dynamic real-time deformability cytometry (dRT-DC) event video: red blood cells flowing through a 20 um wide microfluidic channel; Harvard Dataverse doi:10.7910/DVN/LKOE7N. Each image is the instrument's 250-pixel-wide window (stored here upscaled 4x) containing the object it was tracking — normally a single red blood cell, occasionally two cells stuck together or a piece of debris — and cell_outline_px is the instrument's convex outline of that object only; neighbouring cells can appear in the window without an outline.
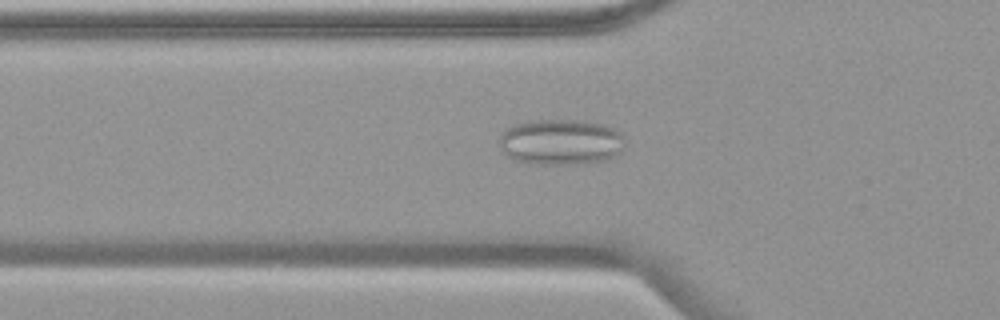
{"species": "common noctule bat (a hibernating species)", "species_latin": "Nyctalus noctula", "temperature_condition": "warm", "stored_images_in_passage": 54, "camera_frame_rate_fps": 3000, "um_per_image_px": 0.085, "animal": {"sex": "female", "body_mass_g": 19.9}, "frame": {"image": 1, "passage_image": 19, "time_ms": 6.0, "image_size_px": [1000, 320], "cell_outline_px": [[624, 136], [620, 152], [616, 156], [608, 160], [580, 164], [532, 164], [516, 160], [500, 152], [500, 136], [508, 128], [516, 124], [532, 120], [576, 120], [604, 124], [620, 132]], "centroid_in_image_um": [47.67, 12.08], "position_along_channel_um": 78.1, "area_um2": 33.64}}
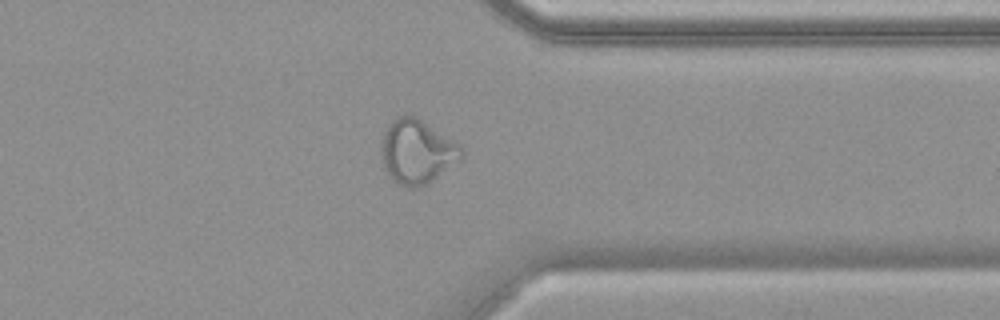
{"frame": {"image": 2, "passage_image": 43, "time_ms": 14.0, "image_size_px": [1000, 320], "cell_outline_px": [[464, 152], [460, 160], [432, 180], [416, 188], [408, 188], [400, 184], [388, 172], [384, 164], [380, 152], [380, 148], [384, 132], [388, 124], [396, 116], [416, 116], [460, 144]], "centroid_in_image_um": [35.45, 12.86], "position_along_channel_um": 375.9, "area_um2": 29.59}}
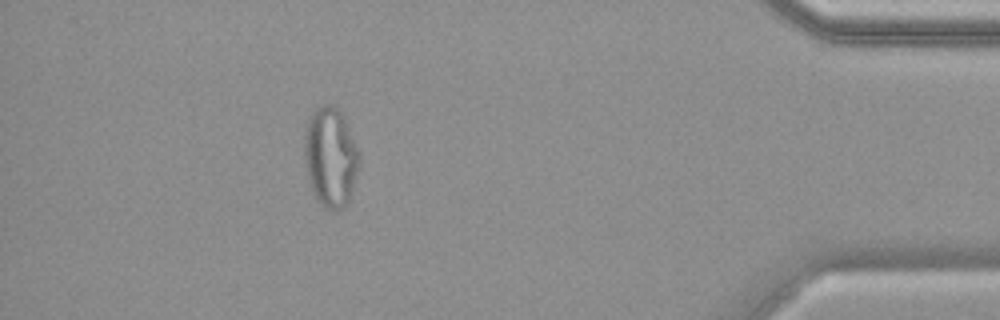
{"frame": {"image": 3, "passage_image": 49, "time_ms": 16.0, "image_size_px": [1000, 320], "cell_outline_px": [[360, 164], [348, 200], [344, 208], [336, 212], [324, 208], [316, 200], [308, 180], [304, 164], [304, 128], [312, 112], [316, 108], [324, 104], [336, 104], [340, 108], [344, 116], [360, 156]], "centroid_in_image_um": [28.07, 13.34], "position_along_channel_um": 407.1, "area_um2": 32.48}}